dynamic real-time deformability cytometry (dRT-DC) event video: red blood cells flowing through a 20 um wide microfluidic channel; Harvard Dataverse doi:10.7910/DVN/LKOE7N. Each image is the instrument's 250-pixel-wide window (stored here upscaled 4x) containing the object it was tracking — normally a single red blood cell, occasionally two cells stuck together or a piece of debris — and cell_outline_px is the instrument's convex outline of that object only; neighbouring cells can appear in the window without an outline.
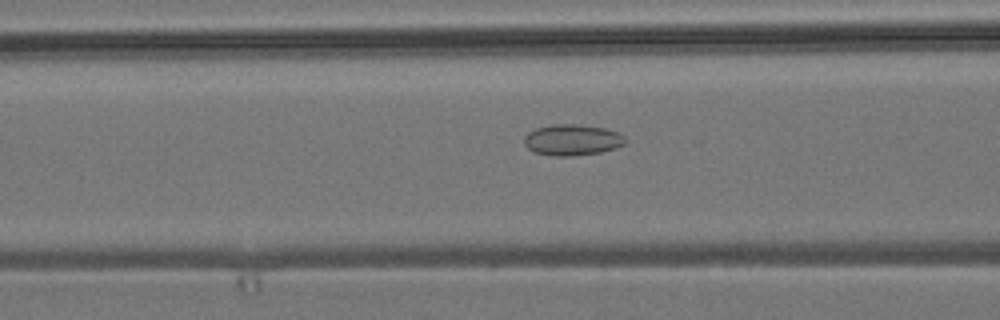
{"species": "common noctule bat (a hibernating species)", "species_latin": "Nyctalus noctula", "temperature_condition": "room temperature", "stored_images_in_passage": 40, "camera_frame_rate_fps": 3000, "um_per_image_px": 0.085, "animal": {"sex": "male", "body_mass_g": 19.2, "forearm_length_mm": 51.8}, "frame": {"image": 1, "passage_image": 8, "time_ms": 2.333, "image_size_px": [1000, 320], "cell_outline_px": [[628, 140], [624, 144], [616, 148], [600, 152], [572, 156], [552, 156], [536, 152], [528, 148], [524, 144], [524, 136], [528, 132], [536, 128], [552, 124], [576, 124], [604, 128], [616, 132], [624, 136]], "centroid_in_image_um": [48.63, 11.89], "position_along_channel_um": 118.0, "area_um2": 18.32}}
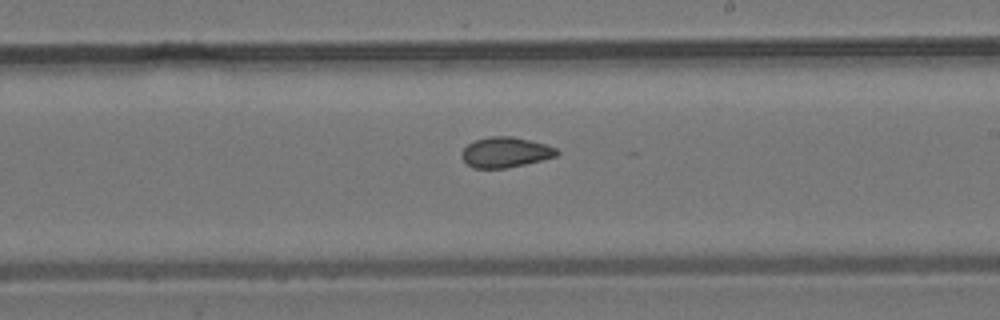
{"frame": {"image": 2, "passage_image": 18, "time_ms": 5.667, "image_size_px": [1000, 320], "cell_outline_px": [[560, 152], [556, 156], [524, 164], [504, 168], [472, 168], [460, 156], [460, 152], [468, 144], [476, 140], [492, 136], [512, 136], [544, 144], [556, 148]], "centroid_in_image_um": [42.93, 12.94], "position_along_channel_um": 246.1, "area_um2": 16.59}}
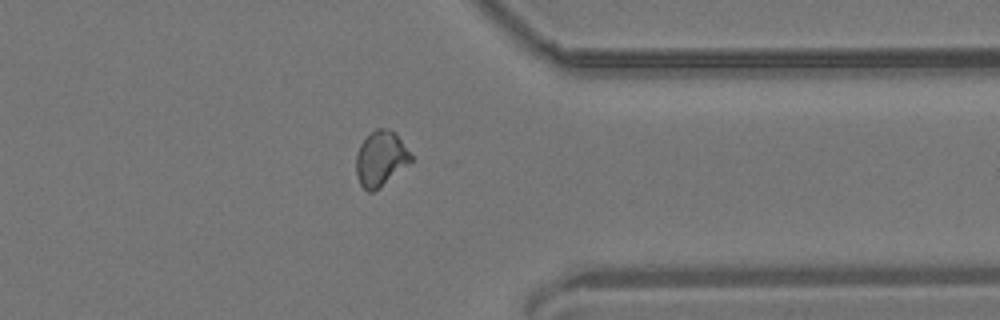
{"frame": {"image": 3, "passage_image": 29, "time_ms": 9.333, "image_size_px": [1000, 320], "cell_outline_px": [[412, 160], [408, 164], [372, 192], [368, 192], [360, 184], [356, 176], [356, 156], [360, 144], [376, 128], [388, 128], [400, 140], [412, 156]], "centroid_in_image_um": [32.32, 13.48], "position_along_channel_um": 379.1, "area_um2": 16.99}, "authors_computed_cell_mechanics": {"area_um2": 17.1666, "velocity_mm_per_s": 3.8408, "shape_relaxation_time_tau1_ms": null, "shape_relaxation_time_tau2_ms": 2.6546, "deformation_change_tau1": null, "deformation_change_tau2": 0.0787}}